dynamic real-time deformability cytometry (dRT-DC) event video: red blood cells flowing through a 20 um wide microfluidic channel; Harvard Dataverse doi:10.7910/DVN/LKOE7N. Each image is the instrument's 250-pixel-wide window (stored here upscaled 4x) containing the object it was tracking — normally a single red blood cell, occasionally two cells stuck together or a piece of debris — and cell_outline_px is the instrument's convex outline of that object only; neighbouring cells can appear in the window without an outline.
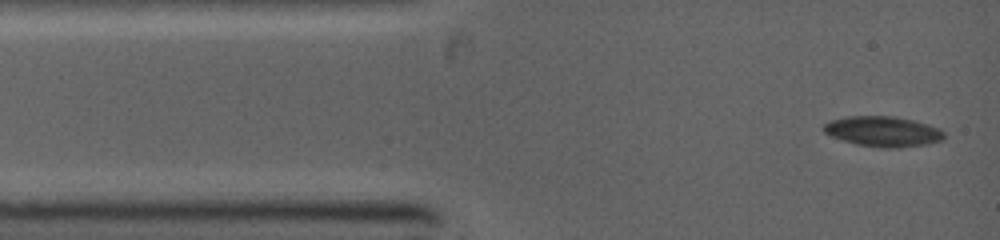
{"species": "common noctule bat (a hibernating species)", "species_latin": "Nyctalus noctula", "temperature_condition": "warm", "stored_images_in_passage": 11, "camera_frame_rate_fps": 5000, "um_per_image_px": 0.085, "animal": {"sex": "female", "body_mass_g": 19.0, "forearm_length_mm": 53.3}, "frame": {"image": 1, "passage_image": 1, "time_ms": 0.0, "image_size_px": [1000, 240], "cell_outline_px": [[944, 136], [940, 140], [928, 144], [900, 148], [880, 148], [856, 144], [832, 136], [824, 132], [824, 124], [832, 120], [848, 116], [892, 116], [912, 120], [928, 124], [940, 128], [944, 132]], "centroid_in_image_um": [75.08, 11.18], "position_along_channel_um": 9.9, "area_um2": 21.15}}
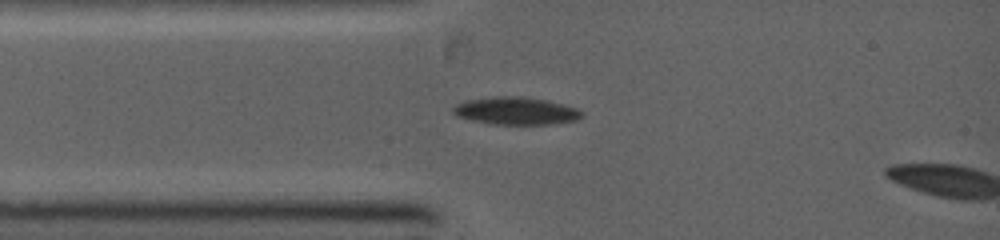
{"frame": {"image": 2, "passage_image": 9, "time_ms": 1.8, "image_size_px": [1000, 240], "cell_outline_px": [[584, 112], [580, 120], [552, 124], [492, 124], [456, 116], [452, 112], [452, 108], [456, 104], [464, 100], [492, 96], [516, 96], [548, 100], [576, 108]], "centroid_in_image_um": [43.85, 9.42], "position_along_channel_um": 41.1, "area_um2": 20.81}}